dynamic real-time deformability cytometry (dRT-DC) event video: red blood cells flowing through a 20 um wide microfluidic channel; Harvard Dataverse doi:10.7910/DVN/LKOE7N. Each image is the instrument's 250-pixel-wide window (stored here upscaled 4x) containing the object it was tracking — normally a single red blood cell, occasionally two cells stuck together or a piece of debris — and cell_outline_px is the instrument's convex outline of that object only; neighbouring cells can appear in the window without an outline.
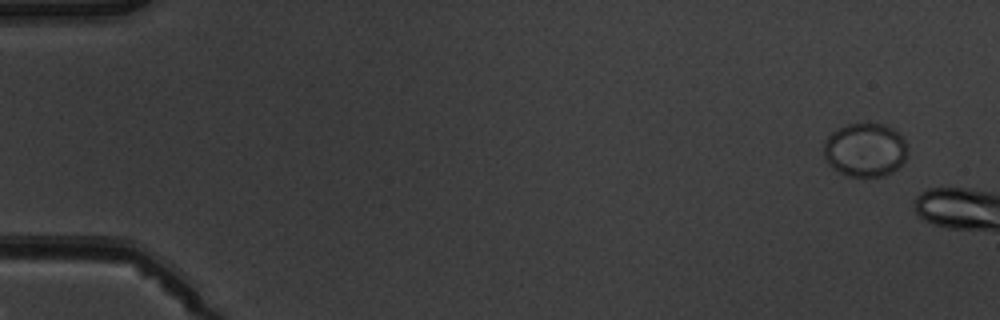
{"species": "common noctule bat (a hibernating species)", "species_latin": "Nyctalus noctula", "temperature_condition": "warm", "stored_images_in_passage": 2, "camera_frame_rate_fps": 3000, "um_per_image_px": 0.085, "animal": {"sex": "male", "body_mass_g": 19.5, "forearm_length_mm": 54.6}, "frame": {"image": 1, "passage_image": 1, "time_ms": 0.0, "image_size_px": [1000, 320], "cell_outline_px": [[904, 160], [892, 172], [884, 176], [848, 176], [832, 168], [828, 164], [824, 156], [824, 140], [836, 128], [848, 124], [884, 124], [892, 128], [904, 140]], "centroid_in_image_um": [73.47, 12.74], "position_along_channel_um": 11.5, "area_um2": 25.84}}